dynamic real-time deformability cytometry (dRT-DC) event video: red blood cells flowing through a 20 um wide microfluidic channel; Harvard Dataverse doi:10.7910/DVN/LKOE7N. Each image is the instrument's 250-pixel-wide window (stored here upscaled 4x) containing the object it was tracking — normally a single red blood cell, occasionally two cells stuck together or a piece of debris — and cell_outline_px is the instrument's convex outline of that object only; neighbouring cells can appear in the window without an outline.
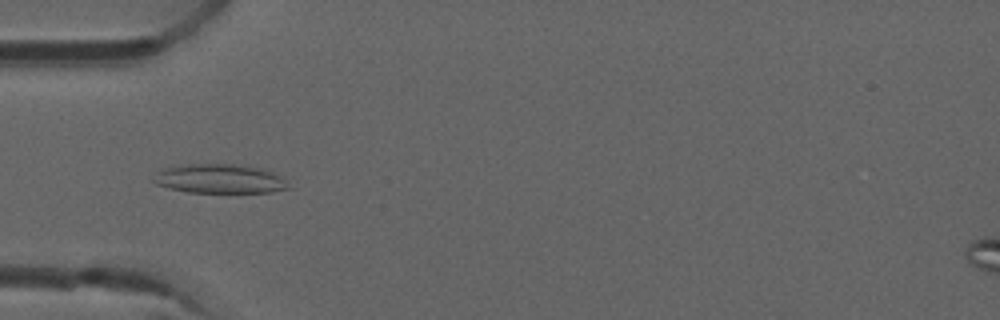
{"species": "common noctule bat (a hibernating species)", "species_latin": "Nyctalus noctula", "temperature_condition": "room temperature", "stored_images_in_passage": 51, "camera_frame_rate_fps": 3000, "um_per_image_px": 0.085, "animal": {"sex": "male", "forearm_length_mm": 52.5}, "frame": {"image": 1, "passage_image": 15, "time_ms": 4.667, "image_size_px": [1000, 320], "cell_outline_px": [[292, 188], [272, 192], [188, 192], [168, 188], [156, 184], [152, 180], [160, 172], [168, 168], [192, 164], [232, 164], [260, 168], [280, 176]], "centroid_in_image_um": [18.71, 15.21], "position_along_channel_um": 66.3, "area_um2": 22.43}}
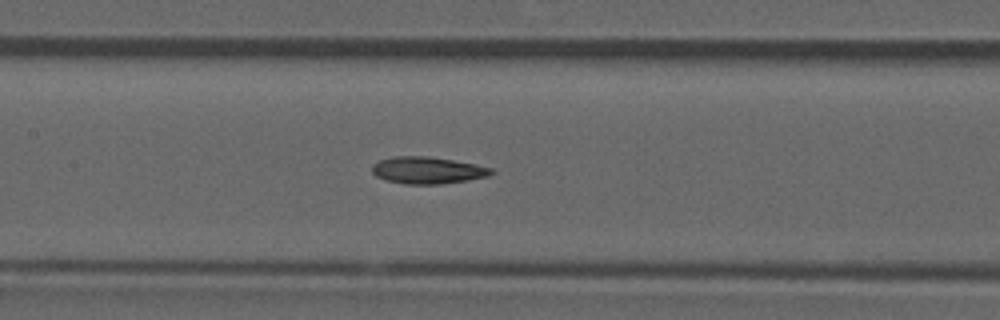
{"frame": {"image": 2, "passage_image": 23, "time_ms": 7.333, "image_size_px": [1000, 320], "cell_outline_px": [[496, 172], [488, 176], [468, 180], [440, 184], [404, 184], [384, 180], [376, 176], [372, 172], [372, 164], [380, 160], [392, 156], [428, 156], [452, 160], [492, 168]], "centroid_in_image_um": [36.31, 14.48], "position_along_channel_um": 171.1, "area_um2": 18.73}}
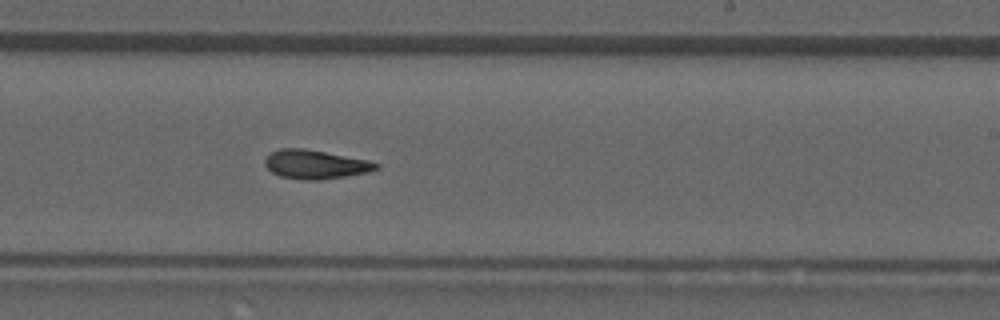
{"frame": {"image": 3, "passage_image": 30, "time_ms": 9.667, "image_size_px": [1000, 320], "cell_outline_px": [[380, 168], [368, 172], [320, 180], [304, 180], [280, 176], [272, 172], [264, 164], [264, 160], [272, 152], [280, 148], [304, 148], [368, 160], [380, 164]], "centroid_in_image_um": [26.81, 13.97], "position_along_channel_um": 262.2, "area_um2": 18.61}, "authors_computed_cell_mechanics": {"area_um2": 18.3804, "velocity_mm_per_s": 3.9239, "shape_relaxation_time_tau1_ms": null, "shape_relaxation_time_tau2_ms": 4.7026, "deformation_change_tau1": null, "deformation_change_tau2": 0.1445}}